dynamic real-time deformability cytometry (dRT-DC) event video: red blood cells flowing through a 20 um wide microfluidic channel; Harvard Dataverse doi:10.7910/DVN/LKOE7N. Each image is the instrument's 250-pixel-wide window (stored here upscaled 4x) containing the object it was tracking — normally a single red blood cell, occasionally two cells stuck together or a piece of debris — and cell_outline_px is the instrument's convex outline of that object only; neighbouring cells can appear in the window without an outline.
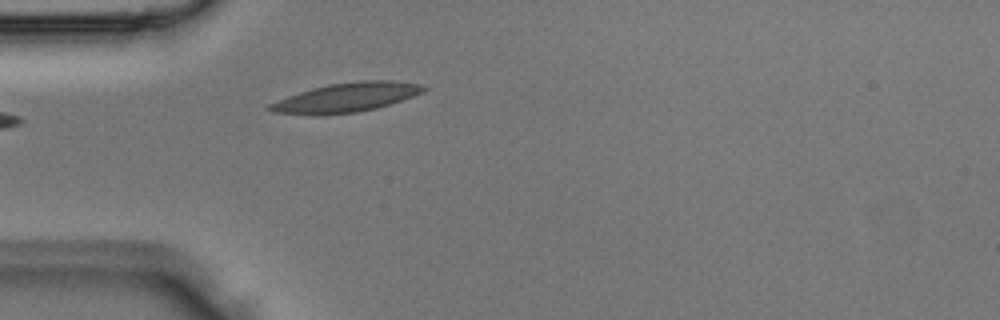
{"species": "Egyptian fruit bat (a non-hibernating species)", "species_latin": "Rousettus aegyptiacus", "temperature_condition": "room temperature", "stored_images_in_passage": 2, "camera_frame_rate_fps": 3000, "um_per_image_px": 0.085, "animal": {"sex": "male"}, "frame": {"image": 1, "passage_image": 2, "time_ms": 0.333, "image_size_px": [1000, 320], "cell_outline_px": [[428, 88], [424, 92], [376, 108], [356, 112], [276, 112], [264, 108], [268, 104], [288, 96], [312, 88], [328, 84], [360, 80], [392, 80], [420, 84]], "centroid_in_image_um": [29.53, 8.22], "position_along_channel_um": 55.5, "area_um2": 25.03}}